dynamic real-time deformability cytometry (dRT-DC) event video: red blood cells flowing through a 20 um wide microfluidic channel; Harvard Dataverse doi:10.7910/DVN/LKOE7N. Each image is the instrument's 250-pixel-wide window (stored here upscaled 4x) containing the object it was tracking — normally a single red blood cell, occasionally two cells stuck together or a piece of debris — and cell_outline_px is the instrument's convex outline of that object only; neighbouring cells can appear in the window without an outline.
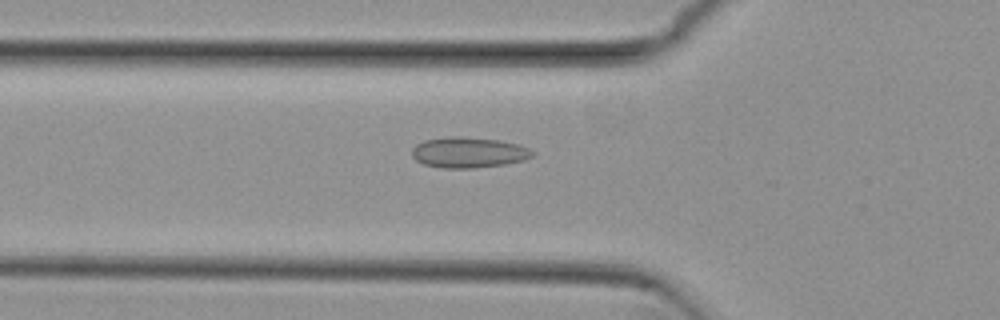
{"species": "common noctule bat (a hibernating species)", "species_latin": "Nyctalus noctula", "temperature_condition": "cold", "stored_images_in_passage": 37, "camera_frame_rate_fps": 3000, "um_per_image_px": 0.085, "animal": {"sex": "female", "body_mass_g": 29.2, "forearm_length_mm": 56.3}, "frame": {"image": 1, "passage_image": 2, "time_ms": 0.333, "image_size_px": [1000, 320], "cell_outline_px": [[536, 152], [532, 156], [524, 160], [504, 164], [472, 168], [440, 168], [424, 164], [416, 160], [412, 156], [412, 148], [416, 144], [424, 140], [448, 136], [460, 136], [500, 140], [520, 144]], "centroid_in_image_um": [39.83, 12.95], "position_along_channel_um": 86.0, "area_um2": 21.68}}
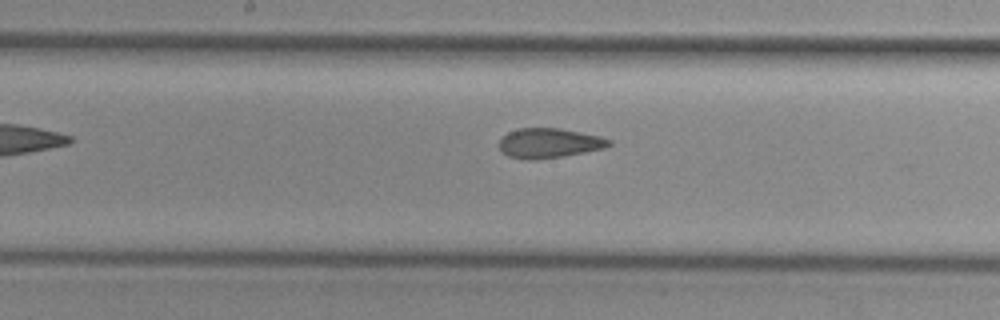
{"frame": {"image": 2, "passage_image": 11, "time_ms": 3.333, "image_size_px": [1000, 320], "cell_outline_px": [[612, 144], [604, 148], [584, 152], [560, 156], [532, 160], [528, 160], [508, 156], [500, 152], [500, 140], [508, 132], [516, 128], [560, 128], [600, 136], [612, 140]], "centroid_in_image_um": [46.66, 12.15], "position_along_channel_um": 201.5, "area_um2": 18.96}}
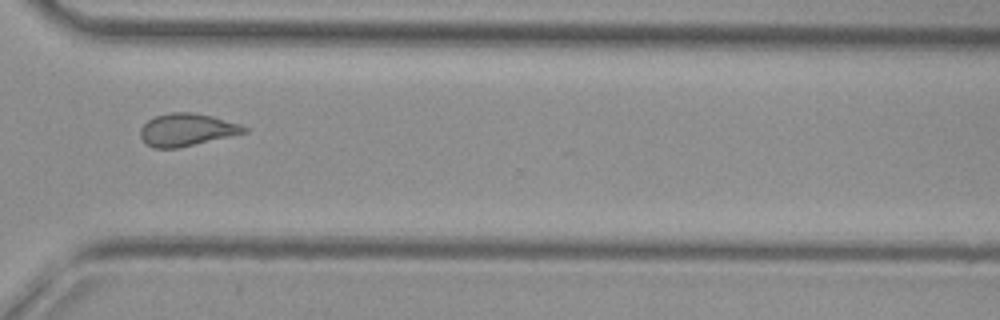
{"frame": {"image": 3, "passage_image": 23, "time_ms": 7.333, "image_size_px": [1000, 320], "cell_outline_px": [[248, 132], [176, 148], [152, 148], [144, 144], [140, 136], [140, 128], [148, 120], [156, 116], [172, 112], [192, 112], [212, 116], [240, 124], [248, 128]], "centroid_in_image_um": [15.84, 11.03], "position_along_channel_um": 354.8, "area_um2": 19.59}}